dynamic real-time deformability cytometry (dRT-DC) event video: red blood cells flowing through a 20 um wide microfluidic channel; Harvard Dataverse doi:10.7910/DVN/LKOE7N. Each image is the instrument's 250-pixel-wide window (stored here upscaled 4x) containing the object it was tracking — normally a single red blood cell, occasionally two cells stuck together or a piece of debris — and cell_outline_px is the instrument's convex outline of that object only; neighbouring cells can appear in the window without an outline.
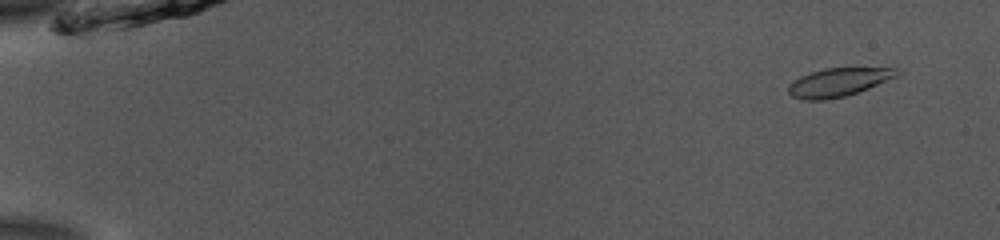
{"species": "common noctule bat (a hibernating species)", "species_latin": "Nyctalus noctula", "temperature_condition": "room temperature", "stored_images_in_passage": 53, "camera_frame_rate_fps": 3000, "um_per_image_px": 0.085, "animal": {"sex": "male", "body_mass_g": 13.0, "forearm_length_mm": 53.1}, "frame": {"image": 1, "passage_image": 4, "time_ms": 1.0, "image_size_px": [1000, 240], "cell_outline_px": [[904, 72], [896, 76], [868, 88], [844, 96], [824, 100], [804, 100], [792, 96], [788, 92], [788, 84], [800, 76], [824, 68], [904, 68]], "centroid_in_image_um": [71.28, 6.98], "position_along_channel_um": 13.7, "area_um2": 17.92}}
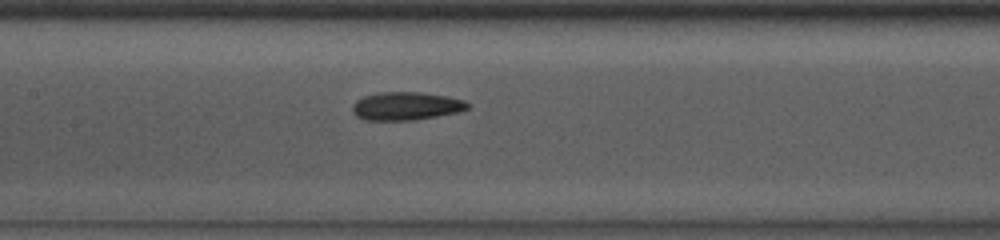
{"frame": {"image": 2, "passage_image": 27, "time_ms": 8.667, "image_size_px": [1000, 240], "cell_outline_px": [[472, 104], [468, 108], [460, 112], [412, 120], [364, 120], [356, 116], [352, 112], [352, 104], [356, 100], [364, 96], [376, 92], [420, 92], [448, 96], [464, 100]], "centroid_in_image_um": [34.51, 9.01], "position_along_channel_um": 172.9, "area_um2": 19.13}}
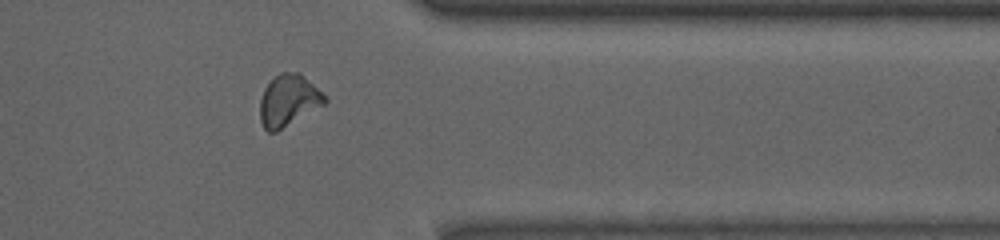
{"frame": {"image": 3, "passage_image": 44, "time_ms": 14.333, "image_size_px": [1000, 240], "cell_outline_px": [[328, 100], [324, 104], [276, 132], [268, 132], [264, 128], [260, 120], [260, 100], [264, 88], [280, 72], [300, 72]], "centroid_in_image_um": [24.49, 8.55], "position_along_channel_um": 386.9, "area_um2": 19.07}, "authors_computed_cell_mechanics": {"area_um2": 18.3226, "velocity_mm_per_s": 3.8714, "shape_relaxation_time_tau1_ms": 5.4373, "shape_relaxation_time_tau2_ms": 2.3818, "deformation_change_tau1": 0.1475, "deformation_change_tau2": 0.0931}}